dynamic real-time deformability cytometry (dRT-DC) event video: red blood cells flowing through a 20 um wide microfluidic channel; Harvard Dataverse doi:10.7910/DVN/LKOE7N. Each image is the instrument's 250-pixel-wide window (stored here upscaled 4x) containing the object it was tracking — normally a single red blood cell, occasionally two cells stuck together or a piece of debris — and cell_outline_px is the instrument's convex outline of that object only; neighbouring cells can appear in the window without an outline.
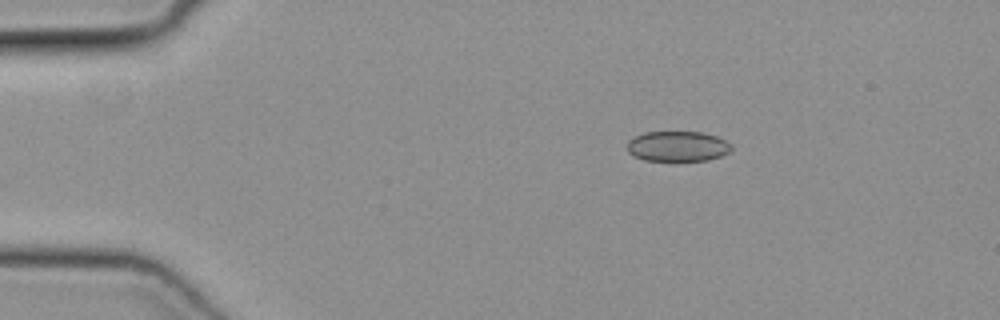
{"species": "common noctule bat (a hibernating species)", "species_latin": "Nyctalus noctula", "temperature_condition": "cold", "stored_images_in_passage": 39, "camera_frame_rate_fps": 3000, "um_per_image_px": 0.085, "animal": {"sex": "female", "body_mass_g": 19.3, "forearm_length_mm": 54.1}, "frame": {"image": 1, "passage_image": 2, "time_ms": 0.333, "image_size_px": [1000, 320], "cell_outline_px": [[732, 148], [728, 152], [720, 156], [708, 160], [644, 160], [628, 152], [628, 140], [644, 132], [704, 132], [716, 136], [732, 144]], "centroid_in_image_um": [57.61, 12.42], "position_along_channel_um": 27.4, "area_um2": 18.21}}
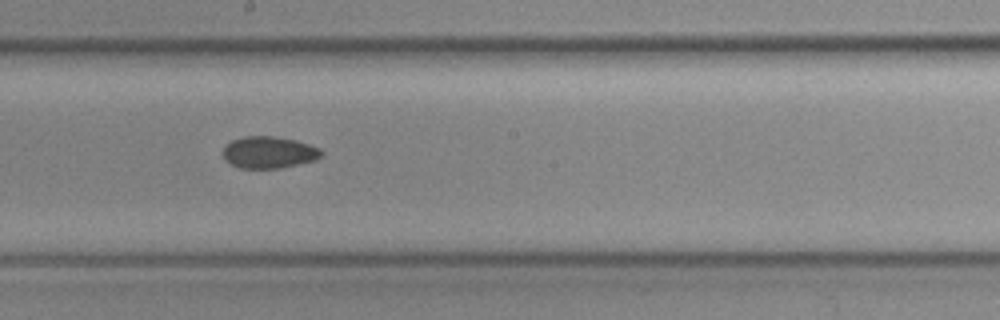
{"frame": {"image": 2, "passage_image": 21, "time_ms": 6.667, "image_size_px": [1000, 320], "cell_outline_px": [[324, 152], [316, 160], [280, 168], [240, 168], [232, 164], [220, 152], [232, 140], [244, 136], [276, 136], [296, 140], [320, 148]], "centroid_in_image_um": [22.87, 12.94], "position_along_channel_um": 225.3, "area_um2": 18.21}}
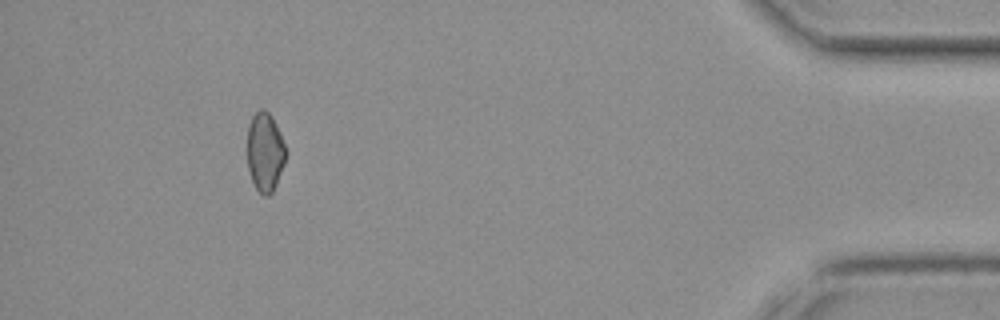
{"frame": {"image": 3, "passage_image": 39, "time_ms": 12.667, "image_size_px": [1000, 320], "cell_outline_px": [[288, 152], [284, 164], [276, 184], [272, 192], [268, 196], [264, 196], [256, 188], [252, 180], [248, 168], [248, 124], [252, 116], [260, 108], [264, 108], [272, 116], [280, 132]], "centroid_in_image_um": [22.54, 12.89], "position_along_channel_um": 412.7, "area_um2": 17.86}}